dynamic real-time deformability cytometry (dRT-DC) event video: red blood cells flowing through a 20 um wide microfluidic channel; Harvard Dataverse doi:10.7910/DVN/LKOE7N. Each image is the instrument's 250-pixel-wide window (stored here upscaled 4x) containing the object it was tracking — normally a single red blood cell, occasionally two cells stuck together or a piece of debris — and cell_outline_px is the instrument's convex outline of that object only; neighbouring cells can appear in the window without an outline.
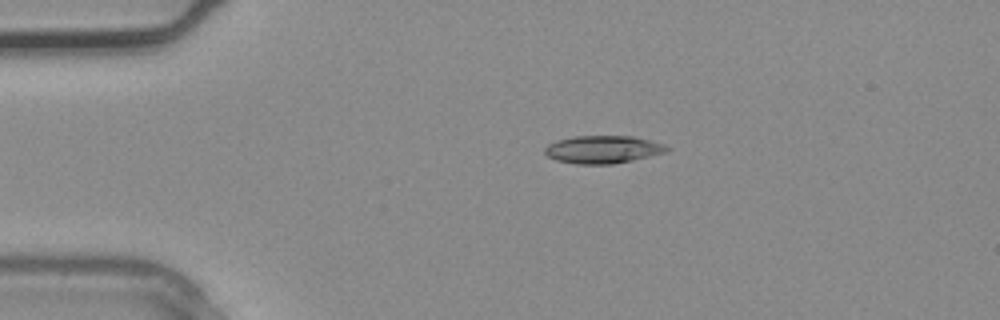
{"species": "common noctule bat (a hibernating species)", "species_latin": "Nyctalus noctula", "temperature_condition": "warm", "stored_images_in_passage": 1, "camera_frame_rate_fps": 3000, "um_per_image_px": 0.085, "animal": {"sex": "male", "body_mass_g": 20.4}, "frame": {"image": 1, "passage_image": 1, "time_ms": 0.0, "image_size_px": [1000, 320], "cell_outline_px": [[668, 152], [632, 160], [612, 164], [576, 164], [556, 160], [548, 156], [544, 152], [544, 148], [548, 144], [556, 140], [572, 136], [632, 136], [664, 144], [668, 148]], "centroid_in_image_um": [51.21, 12.7], "position_along_channel_um": 33.8, "area_um2": 19.71}}